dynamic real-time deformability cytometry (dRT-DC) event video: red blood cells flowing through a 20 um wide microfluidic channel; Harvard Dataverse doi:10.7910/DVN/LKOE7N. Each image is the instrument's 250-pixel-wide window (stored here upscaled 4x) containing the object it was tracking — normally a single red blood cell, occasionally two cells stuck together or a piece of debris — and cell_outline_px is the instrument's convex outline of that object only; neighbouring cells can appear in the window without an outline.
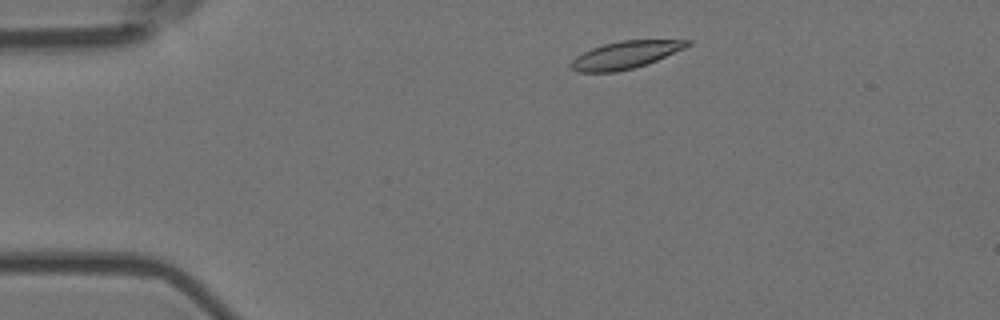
{"species": "Egyptian fruit bat (a non-hibernating species)", "species_latin": "Rousettus aegyptiacus", "temperature_condition": "room temperature", "stored_images_in_passage": 5, "camera_frame_rate_fps": 3000, "um_per_image_px": 0.085, "animal": {"sex": "female"}, "frame": {"image": 1, "passage_image": 2, "time_ms": 0.333, "image_size_px": [1000, 320], "cell_outline_px": [[692, 44], [684, 48], [656, 60], [632, 68], [616, 72], [576, 72], [568, 64], [576, 56], [592, 48], [604, 44], [620, 40], [692, 40]], "centroid_in_image_um": [53.12, 4.66], "position_along_channel_um": 31.9, "area_um2": 18.38}}
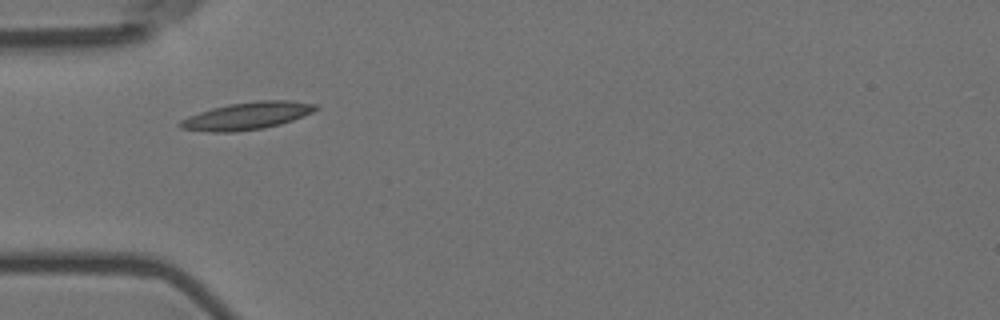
{"frame": {"image": 2, "passage_image": 4, "time_ms": 1.0, "image_size_px": [1000, 320], "cell_outline_px": [[320, 108], [312, 112], [292, 120], [280, 124], [264, 128], [236, 132], [212, 132], [180, 128], [176, 124], [180, 120], [188, 116], [212, 108], [228, 104], [256, 100], [292, 100], [316, 104]], "centroid_in_image_um": [20.99, 9.84], "position_along_channel_um": 64.0, "area_um2": 21.73}}
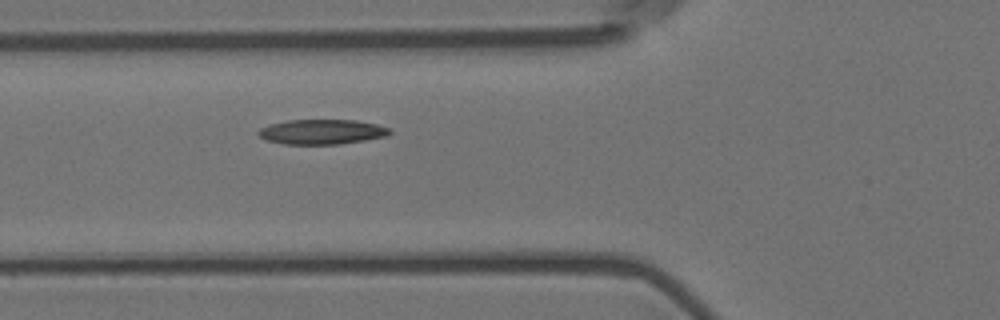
{"frame": {"image": 3, "passage_image": 5, "time_ms": 1.333, "image_size_px": [1000, 320], "cell_outline_px": [[392, 132], [388, 136], [340, 144], [284, 144], [268, 140], [260, 136], [256, 132], [260, 128], [268, 124], [288, 120], [356, 120], [376, 124], [392, 128]], "centroid_in_image_um": [27.38, 11.2], "position_along_channel_um": 98.4, "area_um2": 19.13}}